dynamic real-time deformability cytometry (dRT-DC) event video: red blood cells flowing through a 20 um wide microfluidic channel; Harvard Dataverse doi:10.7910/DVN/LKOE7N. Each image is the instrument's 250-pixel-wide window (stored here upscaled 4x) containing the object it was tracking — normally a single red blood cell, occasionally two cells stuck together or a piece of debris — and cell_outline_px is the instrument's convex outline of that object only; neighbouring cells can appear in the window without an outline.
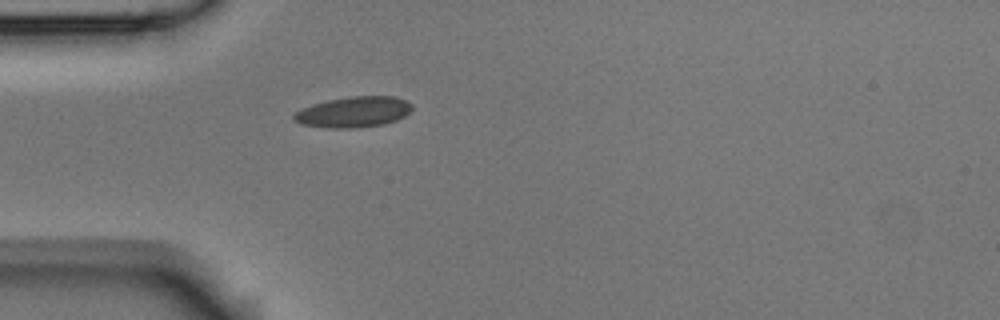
{"species": "Egyptian fruit bat (a non-hibernating species)", "species_latin": "Rousettus aegyptiacus", "temperature_condition": "room temperature", "stored_images_in_passage": 39, "camera_frame_rate_fps": 3000, "um_per_image_px": 0.085, "animal": {"sex": "male"}, "frame": {"image": 1, "passage_image": 1, "time_ms": 0.0, "image_size_px": [1000, 320], "cell_outline_px": [[412, 108], [404, 116], [396, 120], [384, 124], [360, 128], [328, 128], [300, 124], [292, 116], [300, 108], [312, 104], [328, 100], [352, 96], [392, 96], [404, 100], [412, 104]], "centroid_in_image_um": [30.03, 9.52], "position_along_channel_um": 55.0, "area_um2": 21.15}}
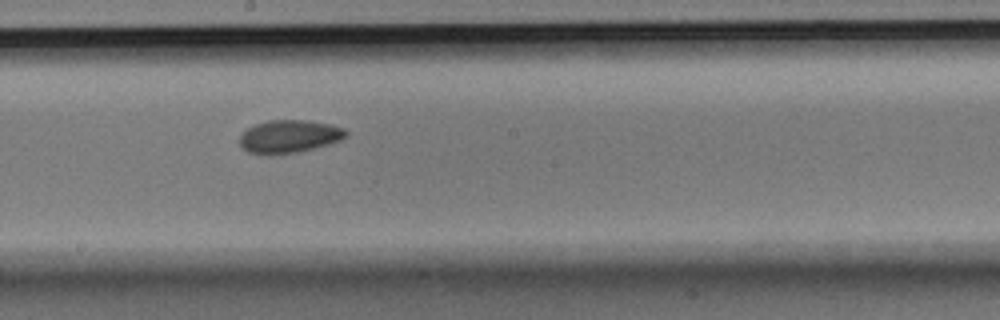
{"frame": {"image": 2, "passage_image": 15, "time_ms": 4.667, "image_size_px": [1000, 320], "cell_outline_px": [[348, 136], [340, 140], [328, 144], [296, 152], [248, 152], [240, 144], [240, 136], [248, 128], [256, 124], [268, 120], [304, 120], [332, 124], [344, 128], [348, 132]], "centroid_in_image_um": [24.65, 11.55], "position_along_channel_um": 223.6, "area_um2": 19.71}}
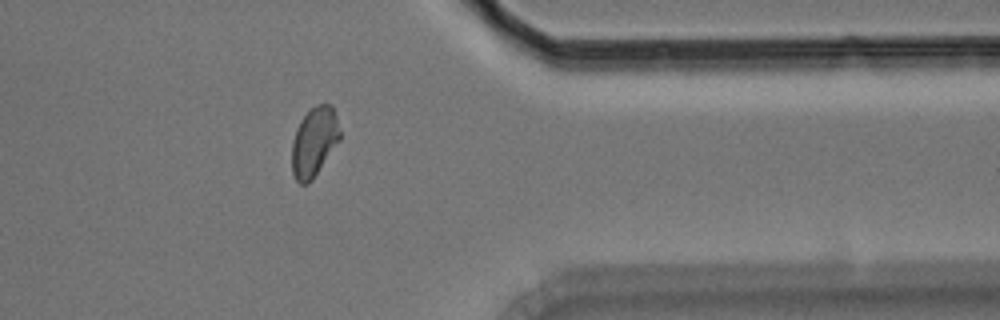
{"frame": {"image": 3, "passage_image": 29, "time_ms": 9.333, "image_size_px": [1000, 320], "cell_outline_px": [[340, 140], [312, 180], [308, 184], [300, 184], [296, 180], [292, 172], [292, 140], [296, 128], [300, 120], [308, 108], [316, 104], [332, 104], [336, 116], [340, 132]], "centroid_in_image_um": [26.69, 12.03], "position_along_channel_um": 384.7, "area_um2": 19.65}, "authors_computed_cell_mechanics": {"area_um2": 19.652, "velocity_mm_per_s": 3.7274, "shape_relaxation_time_tau1_ms": 7.586, "shape_relaxation_time_tau2_ms": 2.1974, "deformation_change_tau1": 0.1343, "deformation_change_tau2": 0.053}}